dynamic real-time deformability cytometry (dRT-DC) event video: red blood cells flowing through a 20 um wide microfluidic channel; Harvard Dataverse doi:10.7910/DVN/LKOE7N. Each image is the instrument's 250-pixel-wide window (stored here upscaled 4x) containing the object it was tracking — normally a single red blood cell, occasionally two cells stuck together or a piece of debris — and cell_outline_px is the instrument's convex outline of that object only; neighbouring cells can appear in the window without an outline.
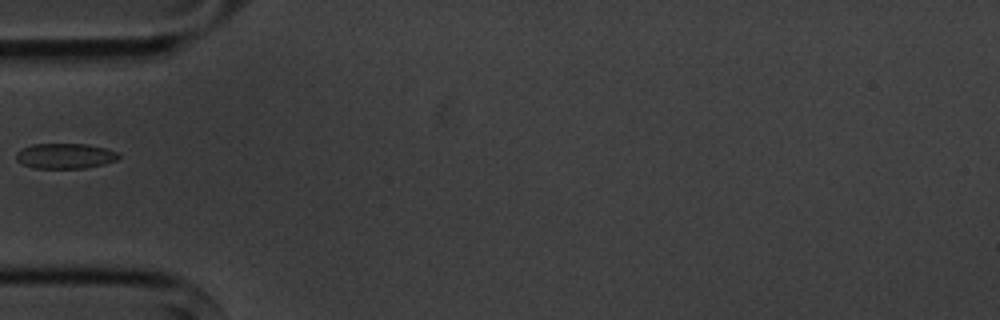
{"species": "common noctule bat (a hibernating species)", "species_latin": "Nyctalus noctula", "temperature_condition": "cold", "stored_images_in_passage": 1, "camera_frame_rate_fps": 3000, "um_per_image_px": 0.085, "animal": {"sex": "male", "body_mass_g": 20.1, "forearm_length_mm": 53.5}, "frame": {"image": 1, "passage_image": 1, "time_ms": 0.0, "image_size_px": [1000, 320], "cell_outline_px": [[120, 156], [116, 160], [104, 164], [84, 168], [32, 168], [16, 160], [16, 152], [32, 144], [88, 144], [120, 152]], "centroid_in_image_um": [5.55, 13.25], "position_along_channel_um": 79.4, "area_um2": 15.09}}